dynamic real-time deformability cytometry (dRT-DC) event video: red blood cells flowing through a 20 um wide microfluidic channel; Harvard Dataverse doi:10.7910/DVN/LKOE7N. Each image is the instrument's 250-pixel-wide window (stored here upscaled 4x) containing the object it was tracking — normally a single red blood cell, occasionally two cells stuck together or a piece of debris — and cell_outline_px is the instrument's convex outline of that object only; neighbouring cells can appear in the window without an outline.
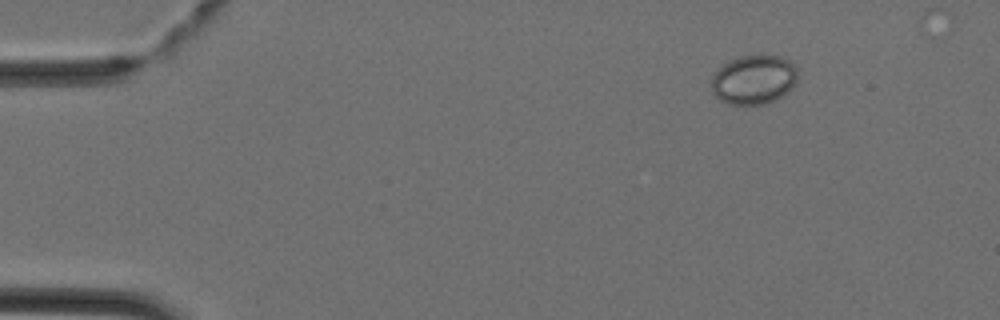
{"species": "Egyptian fruit bat (a non-hibernating species)", "species_latin": "Rousettus aegyptiacus", "temperature_condition": "cold", "stored_images_in_passage": 5, "camera_frame_rate_fps": 3000, "um_per_image_px": 0.085, "animal": {"sex": "female"}, "frame": {"image": 1, "passage_image": 5, "time_ms": 1.333, "image_size_px": [1000, 320], "cell_outline_px": [[796, 84], [788, 92], [776, 100], [764, 104], [728, 104], [720, 100], [712, 92], [712, 72], [724, 64], [740, 56], [780, 56], [788, 60], [796, 68]], "centroid_in_image_um": [64.06, 6.79], "position_along_channel_um": 20.9, "area_um2": 24.68}}